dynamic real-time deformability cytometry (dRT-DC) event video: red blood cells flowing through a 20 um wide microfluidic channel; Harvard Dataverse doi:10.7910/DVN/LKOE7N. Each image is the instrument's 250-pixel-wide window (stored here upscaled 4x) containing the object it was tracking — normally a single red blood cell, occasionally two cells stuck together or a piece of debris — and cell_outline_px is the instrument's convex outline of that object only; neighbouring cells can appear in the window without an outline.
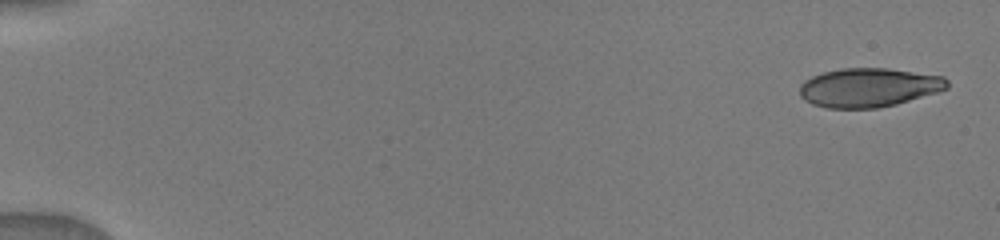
{"species": "human", "species_latin": "Homo sapiens", "temperature_condition": "warm", "stored_images_in_passage": 10, "camera_frame_rate_fps": 3000, "um_per_image_px": 0.085, "donor": {"sex": "male"}, "frame": {"image": 1, "passage_image": 1, "time_ms": 0.0, "image_size_px": [1000, 240], "cell_outline_px": [[948, 88], [936, 92], [896, 104], [876, 108], [824, 108], [812, 104], [804, 100], [800, 96], [800, 84], [804, 80], [812, 76], [824, 72], [844, 68], [888, 68], [944, 76], [948, 80]], "centroid_in_image_um": [73.82, 7.44], "position_along_channel_um": 11.2, "area_um2": 33.52}}
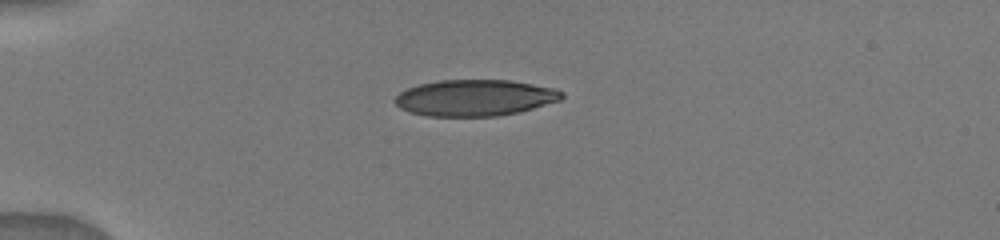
{"frame": {"image": 2, "passage_image": 6, "time_ms": 4.0, "image_size_px": [1000, 240], "cell_outline_px": [[564, 96], [560, 100], [520, 112], [496, 116], [428, 116], [408, 112], [400, 108], [392, 100], [400, 92], [408, 88], [420, 84], [440, 80], [512, 80], [556, 88], [564, 92]], "centroid_in_image_um": [40.38, 8.31], "position_along_channel_um": 44.6, "area_um2": 35.49}}
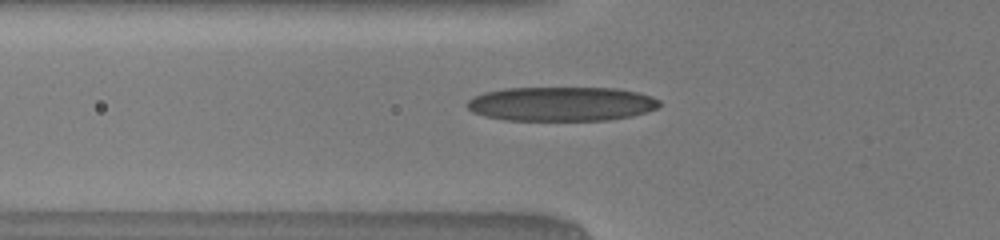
{"frame": {"image": 3, "passage_image": 9, "time_ms": 5.667, "image_size_px": [1000, 240], "cell_outline_px": [[660, 104], [656, 108], [632, 116], [608, 120], [508, 120], [484, 116], [472, 112], [464, 104], [468, 100], [484, 92], [504, 88], [616, 88], [636, 92], [652, 96], [660, 100]], "centroid_in_image_um": [47.69, 8.83], "position_along_channel_um": 78.1, "area_um2": 38.44}}